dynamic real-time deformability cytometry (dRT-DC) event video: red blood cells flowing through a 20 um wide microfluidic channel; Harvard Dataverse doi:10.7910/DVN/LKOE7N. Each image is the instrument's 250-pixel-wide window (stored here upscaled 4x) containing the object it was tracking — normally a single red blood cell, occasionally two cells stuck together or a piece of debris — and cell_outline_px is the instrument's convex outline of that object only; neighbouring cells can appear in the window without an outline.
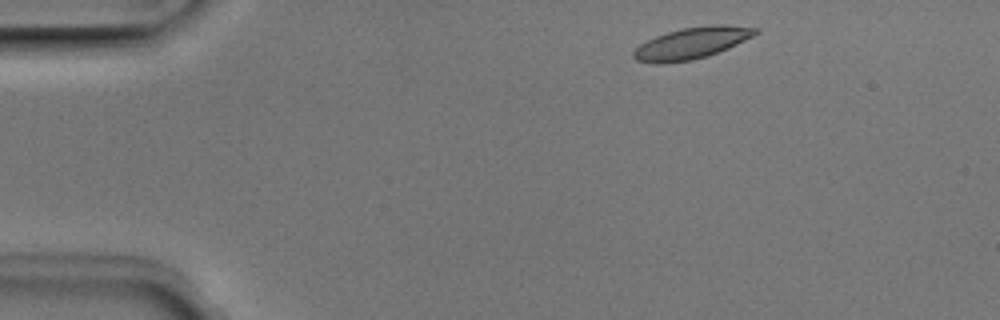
{"species": "Egyptian fruit bat (a non-hibernating species)", "species_latin": "Rousettus aegyptiacus", "temperature_condition": "room temperature", "stored_images_in_passage": 3, "camera_frame_rate_fps": 3000, "um_per_image_px": 0.085, "animal": {"sex": "male"}, "frame": {"image": 1, "passage_image": 1, "time_ms": 0.0, "image_size_px": [1000, 320], "cell_outline_px": [[760, 32], [728, 48], [708, 56], [692, 60], [660, 64], [656, 64], [636, 60], [632, 56], [632, 52], [640, 44], [656, 36], [680, 28], [712, 24], [724, 24], [760, 28]], "centroid_in_image_um": [58.8, 3.66], "position_along_channel_um": 26.2, "area_um2": 22.48}}